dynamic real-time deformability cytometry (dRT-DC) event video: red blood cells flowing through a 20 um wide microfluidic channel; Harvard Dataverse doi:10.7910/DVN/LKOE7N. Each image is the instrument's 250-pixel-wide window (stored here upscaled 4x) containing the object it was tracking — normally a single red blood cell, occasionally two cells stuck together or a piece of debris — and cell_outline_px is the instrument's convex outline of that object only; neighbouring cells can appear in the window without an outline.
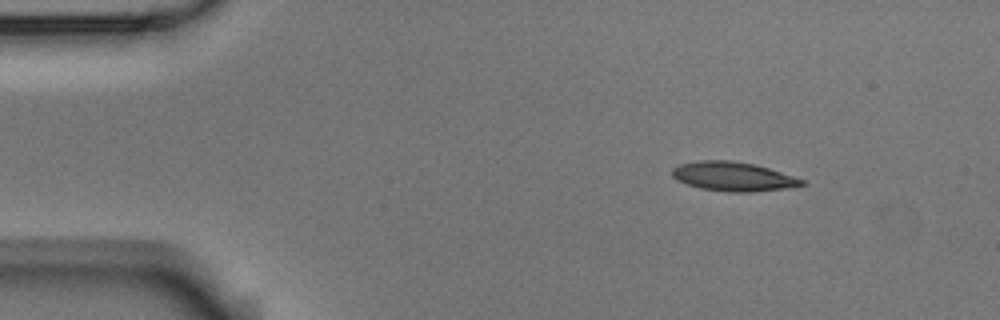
{"species": "Egyptian fruit bat (a non-hibernating species)", "species_latin": "Rousettus aegyptiacus", "temperature_condition": "room temperature", "stored_images_in_passage": 5, "camera_frame_rate_fps": 3000, "um_per_image_px": 0.085, "animal": {"sex": "male"}, "frame": {"image": 1, "passage_image": 1, "time_ms": 0.0, "image_size_px": [1000, 320], "cell_outline_px": [[808, 184], [792, 188], [752, 192], [728, 192], [700, 188], [676, 180], [672, 176], [672, 168], [680, 164], [696, 160], [732, 160], [756, 164], [804, 180]], "centroid_in_image_um": [62.33, 15.0], "position_along_channel_um": 22.7, "area_um2": 22.25}}
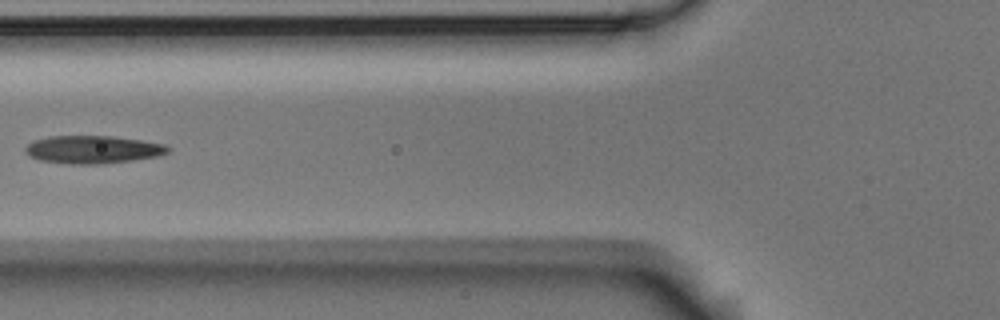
{"frame": {"image": 2, "passage_image": 4, "time_ms": 4.667, "image_size_px": [1000, 320], "cell_outline_px": [[172, 148], [168, 152], [160, 156], [132, 160], [100, 164], [72, 164], [40, 160], [28, 156], [24, 152], [24, 148], [32, 140], [48, 136], [112, 136], [140, 140], [164, 144]], "centroid_in_image_um": [7.87, 12.71], "position_along_channel_um": 117.9, "area_um2": 23.29}}
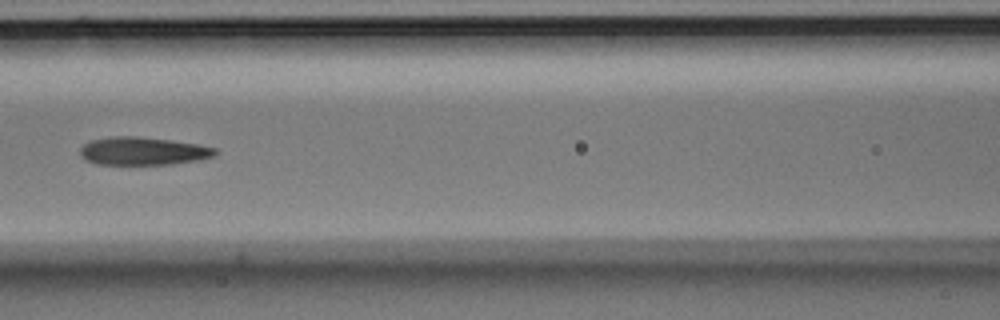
{"frame": {"image": 3, "passage_image": 5, "time_ms": 5.667, "image_size_px": [1000, 320], "cell_outline_px": [[216, 152], [212, 156], [200, 160], [168, 164], [96, 164], [84, 160], [80, 156], [80, 148], [84, 144], [92, 140], [112, 136], [136, 136], [200, 144], [216, 148]], "centroid_in_image_um": [12.12, 12.84], "position_along_channel_um": 154.5, "area_um2": 21.96}}